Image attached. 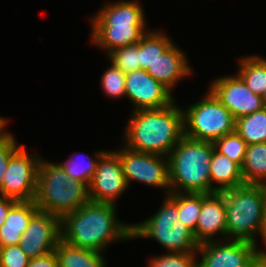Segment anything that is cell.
Listing matches in <instances>:
<instances>
[{
	"label": "cell",
	"instance_id": "6da1fadb",
	"mask_svg": "<svg viewBox=\"0 0 266 267\" xmlns=\"http://www.w3.org/2000/svg\"><path fill=\"white\" fill-rule=\"evenodd\" d=\"M117 205L88 201L60 219L61 239L72 246L105 252L109 244L132 239V224L116 218Z\"/></svg>",
	"mask_w": 266,
	"mask_h": 267
},
{
	"label": "cell",
	"instance_id": "7a4b0ae2",
	"mask_svg": "<svg viewBox=\"0 0 266 267\" xmlns=\"http://www.w3.org/2000/svg\"><path fill=\"white\" fill-rule=\"evenodd\" d=\"M176 101L161 109L133 111L124 130L126 148L168 157L184 136V113Z\"/></svg>",
	"mask_w": 266,
	"mask_h": 267
},
{
	"label": "cell",
	"instance_id": "3957f363",
	"mask_svg": "<svg viewBox=\"0 0 266 267\" xmlns=\"http://www.w3.org/2000/svg\"><path fill=\"white\" fill-rule=\"evenodd\" d=\"M90 18L91 43L108 54L133 45L148 31L143 7L137 0L107 2Z\"/></svg>",
	"mask_w": 266,
	"mask_h": 267
},
{
	"label": "cell",
	"instance_id": "277c9868",
	"mask_svg": "<svg viewBox=\"0 0 266 267\" xmlns=\"http://www.w3.org/2000/svg\"><path fill=\"white\" fill-rule=\"evenodd\" d=\"M214 145L183 136L170 152L169 183L173 193H211L210 164Z\"/></svg>",
	"mask_w": 266,
	"mask_h": 267
},
{
	"label": "cell",
	"instance_id": "5b68a950",
	"mask_svg": "<svg viewBox=\"0 0 266 267\" xmlns=\"http://www.w3.org/2000/svg\"><path fill=\"white\" fill-rule=\"evenodd\" d=\"M34 201L39 211L61 219L89 201L88 186L69 178L58 163L41 158Z\"/></svg>",
	"mask_w": 266,
	"mask_h": 267
},
{
	"label": "cell",
	"instance_id": "8992f818",
	"mask_svg": "<svg viewBox=\"0 0 266 267\" xmlns=\"http://www.w3.org/2000/svg\"><path fill=\"white\" fill-rule=\"evenodd\" d=\"M226 208L227 239L256 244L266 210V185L244 184L222 191Z\"/></svg>",
	"mask_w": 266,
	"mask_h": 267
},
{
	"label": "cell",
	"instance_id": "52a82bcc",
	"mask_svg": "<svg viewBox=\"0 0 266 267\" xmlns=\"http://www.w3.org/2000/svg\"><path fill=\"white\" fill-rule=\"evenodd\" d=\"M151 238L167 252H195L199 248L193 232L178 218V203L170 196L157 213L142 222L132 224V239Z\"/></svg>",
	"mask_w": 266,
	"mask_h": 267
},
{
	"label": "cell",
	"instance_id": "ba28073f",
	"mask_svg": "<svg viewBox=\"0 0 266 267\" xmlns=\"http://www.w3.org/2000/svg\"><path fill=\"white\" fill-rule=\"evenodd\" d=\"M184 135L201 141L215 140L235 132L236 120L209 90L204 98L186 107Z\"/></svg>",
	"mask_w": 266,
	"mask_h": 267
},
{
	"label": "cell",
	"instance_id": "9c48e42d",
	"mask_svg": "<svg viewBox=\"0 0 266 267\" xmlns=\"http://www.w3.org/2000/svg\"><path fill=\"white\" fill-rule=\"evenodd\" d=\"M114 152L119 156L128 187L131 182L137 181L144 185L164 189V196L169 195L171 187L168 157L133 151L125 146L115 149Z\"/></svg>",
	"mask_w": 266,
	"mask_h": 267
},
{
	"label": "cell",
	"instance_id": "30bf717a",
	"mask_svg": "<svg viewBox=\"0 0 266 267\" xmlns=\"http://www.w3.org/2000/svg\"><path fill=\"white\" fill-rule=\"evenodd\" d=\"M41 158L40 154L30 156L22 146L9 160L0 186V196L17 201H34Z\"/></svg>",
	"mask_w": 266,
	"mask_h": 267
},
{
	"label": "cell",
	"instance_id": "8fae6325",
	"mask_svg": "<svg viewBox=\"0 0 266 267\" xmlns=\"http://www.w3.org/2000/svg\"><path fill=\"white\" fill-rule=\"evenodd\" d=\"M127 188L119 156L114 151L107 150L100 157L88 186L89 200L116 205Z\"/></svg>",
	"mask_w": 266,
	"mask_h": 267
},
{
	"label": "cell",
	"instance_id": "7c38bea8",
	"mask_svg": "<svg viewBox=\"0 0 266 267\" xmlns=\"http://www.w3.org/2000/svg\"><path fill=\"white\" fill-rule=\"evenodd\" d=\"M197 267H248L257 255L256 244L245 240H214L199 244Z\"/></svg>",
	"mask_w": 266,
	"mask_h": 267
},
{
	"label": "cell",
	"instance_id": "4fadbf2b",
	"mask_svg": "<svg viewBox=\"0 0 266 267\" xmlns=\"http://www.w3.org/2000/svg\"><path fill=\"white\" fill-rule=\"evenodd\" d=\"M210 83L208 90L231 112L235 120L264 107L262 97L254 94L237 74L221 76Z\"/></svg>",
	"mask_w": 266,
	"mask_h": 267
},
{
	"label": "cell",
	"instance_id": "5bb4252c",
	"mask_svg": "<svg viewBox=\"0 0 266 267\" xmlns=\"http://www.w3.org/2000/svg\"><path fill=\"white\" fill-rule=\"evenodd\" d=\"M125 90L133 111L161 109L175 101L173 93L143 69L126 73Z\"/></svg>",
	"mask_w": 266,
	"mask_h": 267
},
{
	"label": "cell",
	"instance_id": "9a60e30c",
	"mask_svg": "<svg viewBox=\"0 0 266 267\" xmlns=\"http://www.w3.org/2000/svg\"><path fill=\"white\" fill-rule=\"evenodd\" d=\"M60 239V218L38 211L22 234L19 245L28 257L35 258L55 251Z\"/></svg>",
	"mask_w": 266,
	"mask_h": 267
},
{
	"label": "cell",
	"instance_id": "2e32d148",
	"mask_svg": "<svg viewBox=\"0 0 266 267\" xmlns=\"http://www.w3.org/2000/svg\"><path fill=\"white\" fill-rule=\"evenodd\" d=\"M217 234H221L222 239L216 238ZM226 238V208L222 192L202 193V207L196 224V241L202 244Z\"/></svg>",
	"mask_w": 266,
	"mask_h": 267
},
{
	"label": "cell",
	"instance_id": "e0dca14e",
	"mask_svg": "<svg viewBox=\"0 0 266 267\" xmlns=\"http://www.w3.org/2000/svg\"><path fill=\"white\" fill-rule=\"evenodd\" d=\"M147 72L156 81L161 82L171 92L182 78L191 75L192 68L188 63L187 56L179 46L174 43L163 52L147 69ZM176 85V86H175Z\"/></svg>",
	"mask_w": 266,
	"mask_h": 267
},
{
	"label": "cell",
	"instance_id": "ac0fdd59",
	"mask_svg": "<svg viewBox=\"0 0 266 267\" xmlns=\"http://www.w3.org/2000/svg\"><path fill=\"white\" fill-rule=\"evenodd\" d=\"M38 211L35 201H17L0 227V247L19 244L22 234Z\"/></svg>",
	"mask_w": 266,
	"mask_h": 267
},
{
	"label": "cell",
	"instance_id": "d6986e66",
	"mask_svg": "<svg viewBox=\"0 0 266 267\" xmlns=\"http://www.w3.org/2000/svg\"><path fill=\"white\" fill-rule=\"evenodd\" d=\"M211 193L244 185L241 167L226 155L213 149L210 164ZM215 184V186H214ZM216 184L218 186H216Z\"/></svg>",
	"mask_w": 266,
	"mask_h": 267
},
{
	"label": "cell",
	"instance_id": "ffe728a7",
	"mask_svg": "<svg viewBox=\"0 0 266 267\" xmlns=\"http://www.w3.org/2000/svg\"><path fill=\"white\" fill-rule=\"evenodd\" d=\"M59 267H107L104 253L70 245L60 239L55 248Z\"/></svg>",
	"mask_w": 266,
	"mask_h": 267
},
{
	"label": "cell",
	"instance_id": "44dd1931",
	"mask_svg": "<svg viewBox=\"0 0 266 267\" xmlns=\"http://www.w3.org/2000/svg\"><path fill=\"white\" fill-rule=\"evenodd\" d=\"M236 74L256 95L263 96L266 91V58L257 55H245L238 61Z\"/></svg>",
	"mask_w": 266,
	"mask_h": 267
},
{
	"label": "cell",
	"instance_id": "7402d4cb",
	"mask_svg": "<svg viewBox=\"0 0 266 267\" xmlns=\"http://www.w3.org/2000/svg\"><path fill=\"white\" fill-rule=\"evenodd\" d=\"M241 173L244 184L266 185V142L247 146Z\"/></svg>",
	"mask_w": 266,
	"mask_h": 267
},
{
	"label": "cell",
	"instance_id": "603a6c76",
	"mask_svg": "<svg viewBox=\"0 0 266 267\" xmlns=\"http://www.w3.org/2000/svg\"><path fill=\"white\" fill-rule=\"evenodd\" d=\"M173 43L162 30H148L139 41L140 69L147 70Z\"/></svg>",
	"mask_w": 266,
	"mask_h": 267
},
{
	"label": "cell",
	"instance_id": "cb8c5ba5",
	"mask_svg": "<svg viewBox=\"0 0 266 267\" xmlns=\"http://www.w3.org/2000/svg\"><path fill=\"white\" fill-rule=\"evenodd\" d=\"M235 132L247 145L266 142V108L238 118Z\"/></svg>",
	"mask_w": 266,
	"mask_h": 267
},
{
	"label": "cell",
	"instance_id": "d4e9b609",
	"mask_svg": "<svg viewBox=\"0 0 266 267\" xmlns=\"http://www.w3.org/2000/svg\"><path fill=\"white\" fill-rule=\"evenodd\" d=\"M106 151V149L98 152L96 151L94 152V157H89L87 154L85 155V153L83 155L81 154L82 156L80 154L78 156L77 154H74L75 157H70L63 162L58 163V165H60L68 174L69 178L81 181L89 186L96 171L98 161ZM84 155L86 156V159L83 158Z\"/></svg>",
	"mask_w": 266,
	"mask_h": 267
},
{
	"label": "cell",
	"instance_id": "484cf974",
	"mask_svg": "<svg viewBox=\"0 0 266 267\" xmlns=\"http://www.w3.org/2000/svg\"><path fill=\"white\" fill-rule=\"evenodd\" d=\"M169 195L178 203V218L194 234L202 207V193H173Z\"/></svg>",
	"mask_w": 266,
	"mask_h": 267
},
{
	"label": "cell",
	"instance_id": "4316f807",
	"mask_svg": "<svg viewBox=\"0 0 266 267\" xmlns=\"http://www.w3.org/2000/svg\"><path fill=\"white\" fill-rule=\"evenodd\" d=\"M213 145L217 152L226 155L241 167L248 145L236 132L215 140Z\"/></svg>",
	"mask_w": 266,
	"mask_h": 267
},
{
	"label": "cell",
	"instance_id": "83f0119b",
	"mask_svg": "<svg viewBox=\"0 0 266 267\" xmlns=\"http://www.w3.org/2000/svg\"><path fill=\"white\" fill-rule=\"evenodd\" d=\"M110 62L125 74L139 70V42L133 45L117 48L107 54Z\"/></svg>",
	"mask_w": 266,
	"mask_h": 267
},
{
	"label": "cell",
	"instance_id": "f1b7e54d",
	"mask_svg": "<svg viewBox=\"0 0 266 267\" xmlns=\"http://www.w3.org/2000/svg\"><path fill=\"white\" fill-rule=\"evenodd\" d=\"M125 78L126 74L111 63L101 77L103 93L112 99L125 97Z\"/></svg>",
	"mask_w": 266,
	"mask_h": 267
},
{
	"label": "cell",
	"instance_id": "f546056e",
	"mask_svg": "<svg viewBox=\"0 0 266 267\" xmlns=\"http://www.w3.org/2000/svg\"><path fill=\"white\" fill-rule=\"evenodd\" d=\"M197 255V251L168 252L150 258L147 267H197Z\"/></svg>",
	"mask_w": 266,
	"mask_h": 267
},
{
	"label": "cell",
	"instance_id": "4dcf8cb0",
	"mask_svg": "<svg viewBox=\"0 0 266 267\" xmlns=\"http://www.w3.org/2000/svg\"><path fill=\"white\" fill-rule=\"evenodd\" d=\"M29 261L19 244L0 247V267H27Z\"/></svg>",
	"mask_w": 266,
	"mask_h": 267
},
{
	"label": "cell",
	"instance_id": "1f68e13d",
	"mask_svg": "<svg viewBox=\"0 0 266 267\" xmlns=\"http://www.w3.org/2000/svg\"><path fill=\"white\" fill-rule=\"evenodd\" d=\"M18 145L16 137L12 135L5 143L0 145V186L2 185L6 168L10 158L22 147Z\"/></svg>",
	"mask_w": 266,
	"mask_h": 267
},
{
	"label": "cell",
	"instance_id": "d6a6232c",
	"mask_svg": "<svg viewBox=\"0 0 266 267\" xmlns=\"http://www.w3.org/2000/svg\"><path fill=\"white\" fill-rule=\"evenodd\" d=\"M27 267H59L55 251L44 256L30 258Z\"/></svg>",
	"mask_w": 266,
	"mask_h": 267
},
{
	"label": "cell",
	"instance_id": "836d02e7",
	"mask_svg": "<svg viewBox=\"0 0 266 267\" xmlns=\"http://www.w3.org/2000/svg\"><path fill=\"white\" fill-rule=\"evenodd\" d=\"M17 202V200L0 196V227L4 224L10 208Z\"/></svg>",
	"mask_w": 266,
	"mask_h": 267
},
{
	"label": "cell",
	"instance_id": "e575fe53",
	"mask_svg": "<svg viewBox=\"0 0 266 267\" xmlns=\"http://www.w3.org/2000/svg\"><path fill=\"white\" fill-rule=\"evenodd\" d=\"M7 119L0 117V145L5 143L13 134L6 131Z\"/></svg>",
	"mask_w": 266,
	"mask_h": 267
},
{
	"label": "cell",
	"instance_id": "d590c367",
	"mask_svg": "<svg viewBox=\"0 0 266 267\" xmlns=\"http://www.w3.org/2000/svg\"><path fill=\"white\" fill-rule=\"evenodd\" d=\"M261 239L263 240V242L265 243V247H266V210H265V215H264V222H263V227H262V231H261ZM265 250H261L257 248V255L262 256L264 258H266V248H264Z\"/></svg>",
	"mask_w": 266,
	"mask_h": 267
},
{
	"label": "cell",
	"instance_id": "8d00e7d4",
	"mask_svg": "<svg viewBox=\"0 0 266 267\" xmlns=\"http://www.w3.org/2000/svg\"><path fill=\"white\" fill-rule=\"evenodd\" d=\"M248 267H266V258L256 255L249 263Z\"/></svg>",
	"mask_w": 266,
	"mask_h": 267
},
{
	"label": "cell",
	"instance_id": "74e56055",
	"mask_svg": "<svg viewBox=\"0 0 266 267\" xmlns=\"http://www.w3.org/2000/svg\"><path fill=\"white\" fill-rule=\"evenodd\" d=\"M262 100H263V105L266 108V91L264 92V94L262 96Z\"/></svg>",
	"mask_w": 266,
	"mask_h": 267
}]
</instances>
